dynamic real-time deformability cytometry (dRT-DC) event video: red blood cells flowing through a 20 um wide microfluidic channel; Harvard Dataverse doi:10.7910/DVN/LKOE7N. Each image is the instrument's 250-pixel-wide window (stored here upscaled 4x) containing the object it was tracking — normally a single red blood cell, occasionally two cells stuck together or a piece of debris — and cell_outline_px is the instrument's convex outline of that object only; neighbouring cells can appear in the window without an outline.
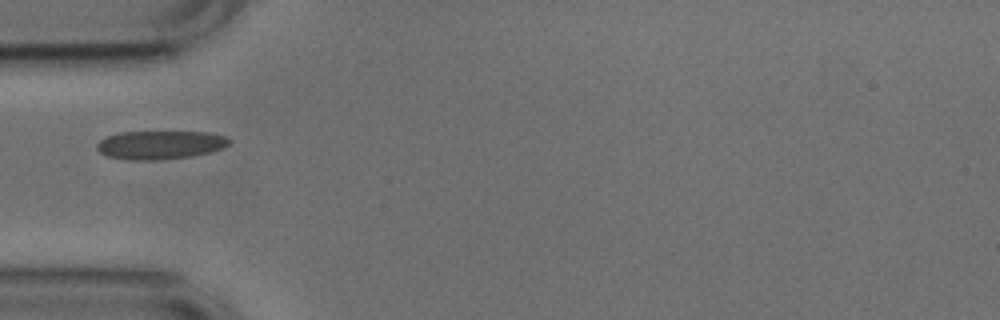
{"species": "common noctule bat (a hibernating species)", "species_latin": "Nyctalus noctula", "temperature_condition": "cold", "stored_images_in_passage": 37, "camera_frame_rate_fps": 3000, "um_per_image_px": 0.085, "animal": {"sex": "male", "body_mass_g": 17.9, "forearm_length_mm": 54.2}, "frame": {"image": 1, "passage_image": 1, "time_ms": 0.0, "image_size_px": [1000, 320], "cell_outline_px": [[232, 140], [224, 148], [192, 156], [156, 160], [128, 160], [108, 156], [100, 152], [96, 148], [96, 144], [100, 140], [108, 136], [120, 132], [208, 132], [228, 136]], "centroid_in_image_um": [13.64, 12.31], "position_along_channel_um": 71.4, "area_um2": 22.02}}
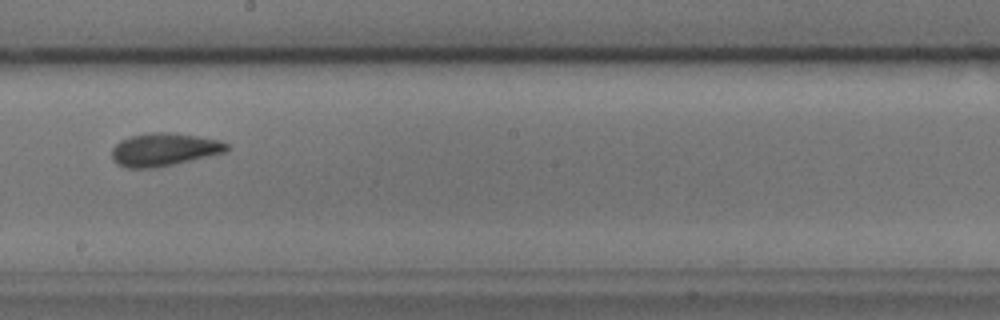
{"frame": {"image": 2, "passage_image": 14, "time_ms": 4.333, "image_size_px": [1000, 320], "cell_outline_px": [[228, 148], [224, 152], [176, 164], [156, 168], [124, 168], [116, 164], [112, 160], [112, 148], [120, 140], [132, 136], [152, 132], [172, 132], [220, 140], [228, 144]], "centroid_in_image_um": [13.9, 12.72], "position_along_channel_um": 234.3, "area_um2": 22.14}}
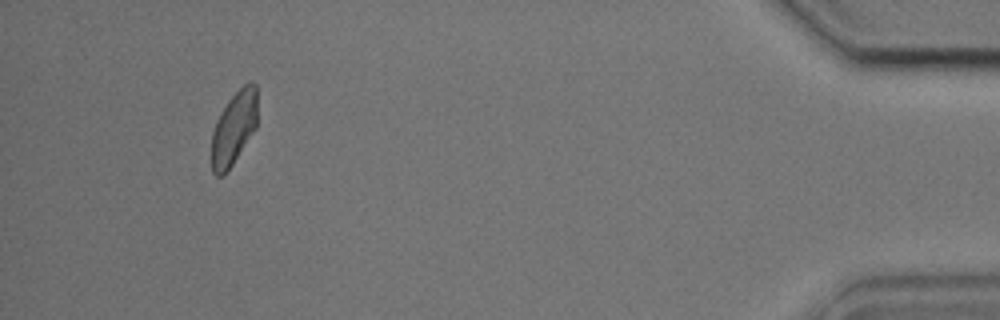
{"frame": {"image": 3, "passage_image": 34, "time_ms": 11.0, "image_size_px": [1000, 320], "cell_outline_px": [[256, 128], [228, 172], [224, 176], [216, 176], [212, 172], [212, 132], [216, 120], [228, 100], [244, 84], [252, 80], [256, 84]], "centroid_in_image_um": [19.87, 10.92], "position_along_channel_um": 415.3, "area_um2": 19.65}}